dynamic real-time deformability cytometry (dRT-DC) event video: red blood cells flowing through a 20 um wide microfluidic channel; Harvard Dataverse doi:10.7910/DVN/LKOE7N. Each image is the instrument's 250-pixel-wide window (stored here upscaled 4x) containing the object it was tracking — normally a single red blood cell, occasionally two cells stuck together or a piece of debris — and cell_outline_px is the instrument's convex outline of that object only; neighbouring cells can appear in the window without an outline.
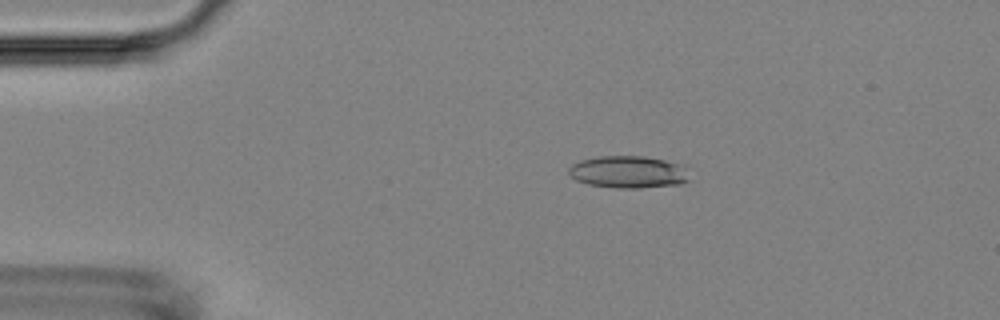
{"species": "Egyptian fruit bat (a non-hibernating species)", "species_latin": "Rousettus aegyptiacus", "temperature_condition": "room temperature", "stored_images_in_passage": 53, "camera_frame_rate_fps": 3000, "um_per_image_px": 0.085, "animal": {"sex": "female"}, "frame": {"image": 1, "passage_image": 11, "time_ms": 3.333, "image_size_px": [1000, 320], "cell_outline_px": [[692, 180], [680, 184], [640, 188], [612, 188], [588, 184], [576, 180], [568, 172], [568, 168], [572, 164], [580, 160], [600, 156], [644, 156], [684, 164]], "centroid_in_image_um": [53.46, 14.62], "position_along_channel_um": 31.5, "area_um2": 23.0}}
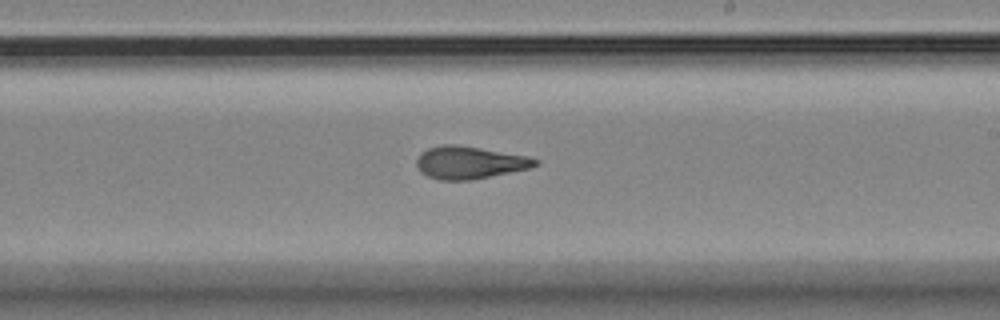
{"frame": {"image": 2, "passage_image": 33, "time_ms": 10.667, "image_size_px": [1000, 320], "cell_outline_px": [[540, 164], [528, 168], [472, 180], [440, 180], [428, 176], [420, 172], [416, 164], [416, 160], [420, 152], [428, 148], [444, 144], [456, 144], [528, 156], [540, 160]], "centroid_in_image_um": [39.89, 13.81], "position_along_channel_um": 249.1, "area_um2": 22.48}}
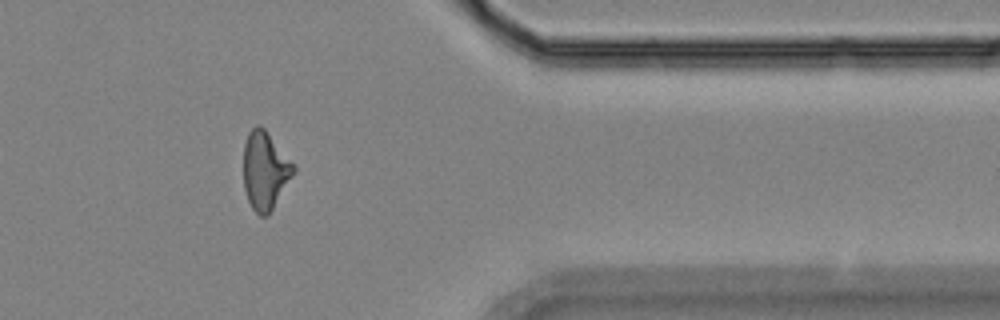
{"frame": {"image": 3, "passage_image": 46, "time_ms": 15.0, "image_size_px": [1000, 320], "cell_outline_px": [[296, 172], [268, 216], [260, 216], [252, 208], [248, 200], [244, 188], [244, 144], [248, 132], [256, 124], [260, 124], [264, 128], [296, 164]], "centroid_in_image_um": [22.56, 14.48], "position_along_channel_um": 388.8, "area_um2": 23.12}, "authors_computed_cell_mechanics": {"area_um2": 22.4264, "velocity_mm_per_s": 3.6091, "shape_relaxation_time_tau1_ms": 8.2796, "shape_relaxation_time_tau2_ms": 2.7985, "deformation_change_tau1": 0.2158, "deformation_change_tau2": 0.1113}}